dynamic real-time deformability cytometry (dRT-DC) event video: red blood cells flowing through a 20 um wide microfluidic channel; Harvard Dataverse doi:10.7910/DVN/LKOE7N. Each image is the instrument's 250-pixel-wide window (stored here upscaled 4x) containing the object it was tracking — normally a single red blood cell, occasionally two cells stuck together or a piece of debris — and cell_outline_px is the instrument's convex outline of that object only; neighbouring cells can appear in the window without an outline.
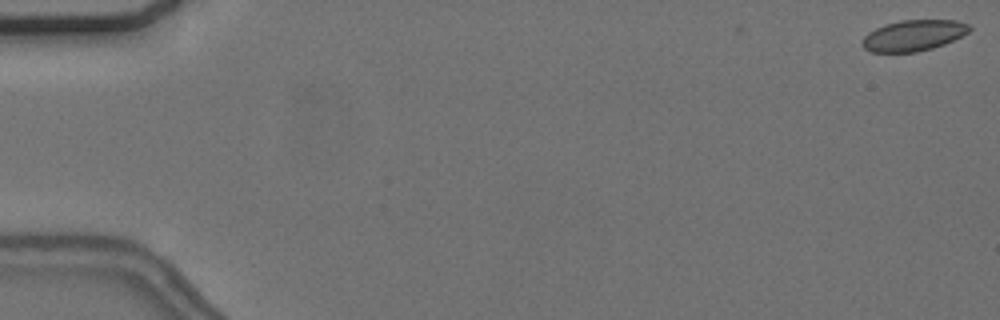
{"species": "common noctule bat (a hibernating species)", "species_latin": "Nyctalus noctula", "temperature_condition": "cold", "stored_images_in_passage": 2, "camera_frame_rate_fps": 3000, "um_per_image_px": 0.085, "animal": {"sex": "female", "body_mass_g": 24.6, "forearm_length_mm": 56.2}, "frame": {"image": 1, "passage_image": 2, "time_ms": 0.333, "image_size_px": [1000, 320], "cell_outline_px": [[972, 28], [968, 32], [944, 44], [932, 48], [916, 52], [872, 52], [864, 48], [860, 44], [864, 36], [868, 32], [884, 24], [900, 20], [956, 20], [968, 24]], "centroid_in_image_um": [77.61, 3.01], "position_along_channel_um": 7.4, "area_um2": 19.31}}